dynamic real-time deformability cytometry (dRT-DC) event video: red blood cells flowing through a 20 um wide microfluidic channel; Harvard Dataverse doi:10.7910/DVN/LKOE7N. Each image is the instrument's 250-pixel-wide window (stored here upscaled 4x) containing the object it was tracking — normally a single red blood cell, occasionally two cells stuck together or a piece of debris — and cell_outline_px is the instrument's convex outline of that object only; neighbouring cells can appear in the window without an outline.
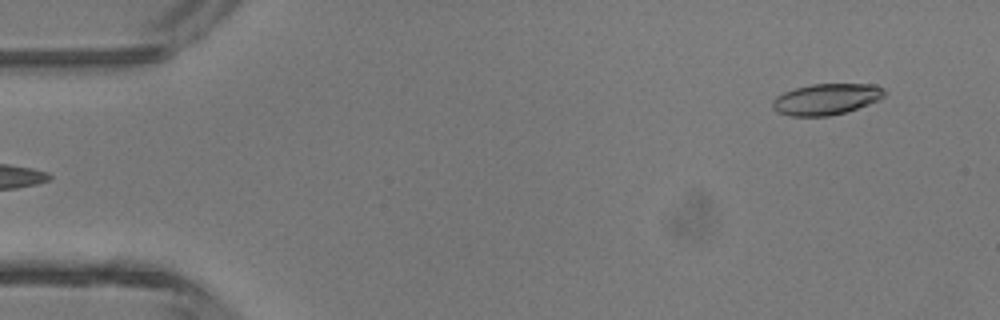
{"species": "common noctule bat (a hibernating species)", "species_latin": "Nyctalus noctula", "temperature_condition": "room temperature", "stored_images_in_passage": 3, "segment_of_instrument_passage": [2, 2], "camera_frame_rate_fps": 3000, "um_per_image_px": 0.085, "animal": {"sex": "male", "body_mass_g": 13.3}, "frame": {"image": 1, "passage_image": 3, "time_ms": 0.667, "image_size_px": [1000, 320], "cell_outline_px": [[884, 96], [880, 100], [844, 112], [828, 116], [792, 116], [776, 112], [772, 108], [772, 100], [776, 96], [784, 92], [796, 88], [812, 84], [876, 84], [884, 88]], "centroid_in_image_um": [70.22, 8.42], "position_along_channel_um": 14.8, "area_um2": 20.29}}